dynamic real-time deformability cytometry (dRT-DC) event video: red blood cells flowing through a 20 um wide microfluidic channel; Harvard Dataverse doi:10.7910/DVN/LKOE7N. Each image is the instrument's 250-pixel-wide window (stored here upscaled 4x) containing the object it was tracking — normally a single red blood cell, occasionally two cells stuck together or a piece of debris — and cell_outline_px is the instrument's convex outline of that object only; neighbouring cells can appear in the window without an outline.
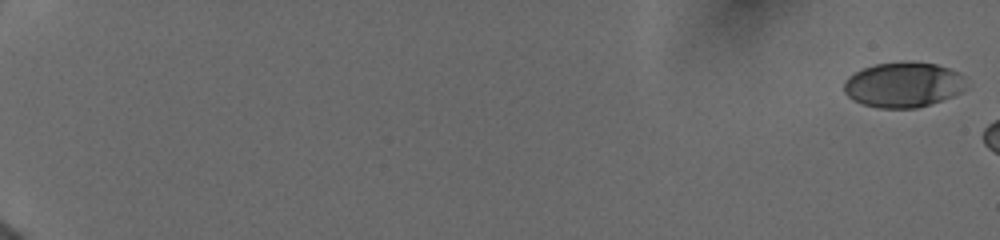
{"species": "human", "species_latin": "Homo sapiens", "temperature_condition": "cold", "stored_images_in_passage": 6, "camera_frame_rate_fps": 3000, "um_per_image_px": 0.085, "donor": {"sex": "female"}, "frame": {"image": 1, "passage_image": 1, "time_ms": 0.0, "image_size_px": [1000, 240], "cell_outline_px": [[964, 88], [960, 92], [952, 96], [916, 108], [880, 108], [864, 104], [852, 100], [844, 92], [844, 80], [848, 76], [864, 68], [876, 64], [936, 64], [960, 72], [964, 76]], "centroid_in_image_um": [76.75, 7.23], "position_along_channel_um": 8.2, "area_um2": 31.33}}